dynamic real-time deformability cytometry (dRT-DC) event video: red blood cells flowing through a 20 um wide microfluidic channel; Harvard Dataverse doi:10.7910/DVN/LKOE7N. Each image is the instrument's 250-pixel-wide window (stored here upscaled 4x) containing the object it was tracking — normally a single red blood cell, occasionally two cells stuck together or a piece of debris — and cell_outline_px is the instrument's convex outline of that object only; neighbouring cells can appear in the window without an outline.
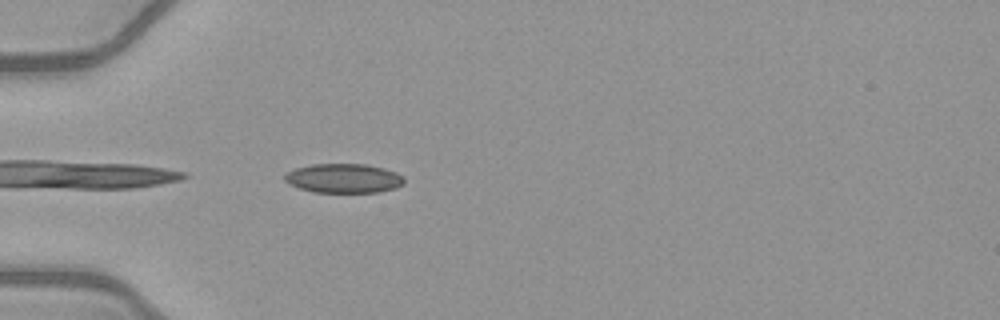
{"species": "common noctule bat (a hibernating species)", "species_latin": "Nyctalus noctula", "temperature_condition": "warm", "stored_images_in_passage": 20, "camera_frame_rate_fps": 3000, "um_per_image_px": 0.085, "animal": {"sex": "female", "body_mass_g": 21.9}, "frame": {"image": 1, "passage_image": 1, "time_ms": 0.0, "image_size_px": [1000, 320], "cell_outline_px": [[404, 184], [396, 188], [380, 192], [312, 192], [288, 184], [284, 180], [284, 172], [296, 168], [312, 164], [364, 164], [384, 168], [396, 172], [404, 176]], "centroid_in_image_um": [29.21, 15.15], "position_along_channel_um": 55.8, "area_um2": 20.58}}
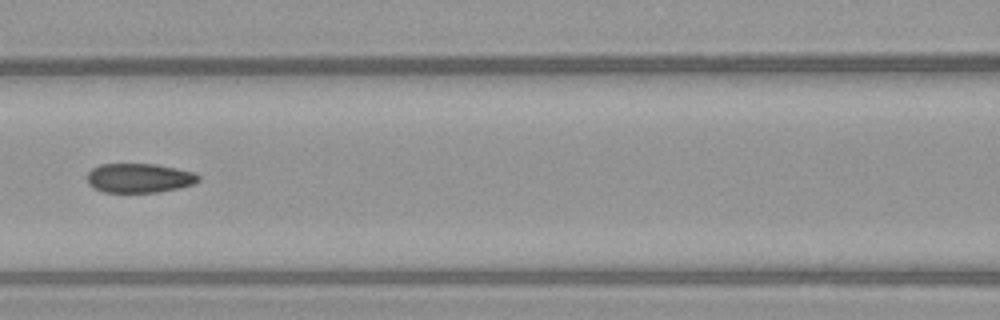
{"frame": {"image": 2, "passage_image": 9, "time_ms": 2.667, "image_size_px": [1000, 320], "cell_outline_px": [[200, 180], [192, 184], [160, 192], [104, 192], [88, 184], [88, 172], [92, 168], [100, 164], [152, 164], [176, 168], [196, 172], [200, 176]], "centroid_in_image_um": [11.85, 15.12], "position_along_channel_um": 154.8, "area_um2": 18.9}}
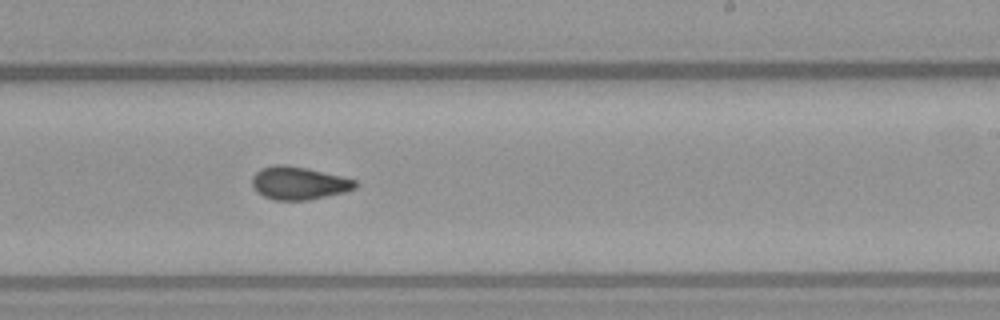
{"frame": {"image": 3, "passage_image": 17, "time_ms": 5.333, "image_size_px": [1000, 320], "cell_outline_px": [[356, 188], [344, 192], [308, 200], [276, 200], [264, 196], [256, 192], [252, 184], [252, 176], [260, 168], [276, 164], [284, 164], [308, 168], [356, 180]], "centroid_in_image_um": [25.36, 15.55], "position_along_channel_um": 263.6, "area_um2": 19.77}}